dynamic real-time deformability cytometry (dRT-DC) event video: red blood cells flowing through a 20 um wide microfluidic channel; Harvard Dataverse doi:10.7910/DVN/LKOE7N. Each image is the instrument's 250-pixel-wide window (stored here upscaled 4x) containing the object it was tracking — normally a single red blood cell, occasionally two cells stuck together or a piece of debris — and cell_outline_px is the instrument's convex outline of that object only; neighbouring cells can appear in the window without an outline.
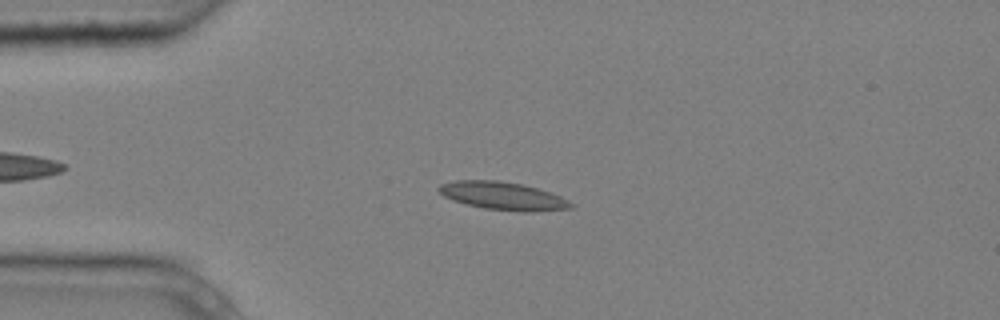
{"species": "common noctule bat (a hibernating species)", "species_latin": "Nyctalus noctula", "temperature_condition": "cold", "stored_images_in_passage": 8, "camera_frame_rate_fps": 3000, "um_per_image_px": 0.085, "animal": {"sex": "male", "body_mass_g": 20.4}, "frame": {"image": 1, "passage_image": 4, "time_ms": 1.0, "image_size_px": [1000, 320], "cell_outline_px": [[576, 204], [572, 208], [532, 212], [520, 212], [484, 208], [452, 200], [444, 196], [436, 188], [440, 184], [456, 180], [496, 180], [520, 184], [536, 188], [560, 196]], "centroid_in_image_um": [42.75, 16.66], "position_along_channel_um": 42.2, "area_um2": 21.44}}
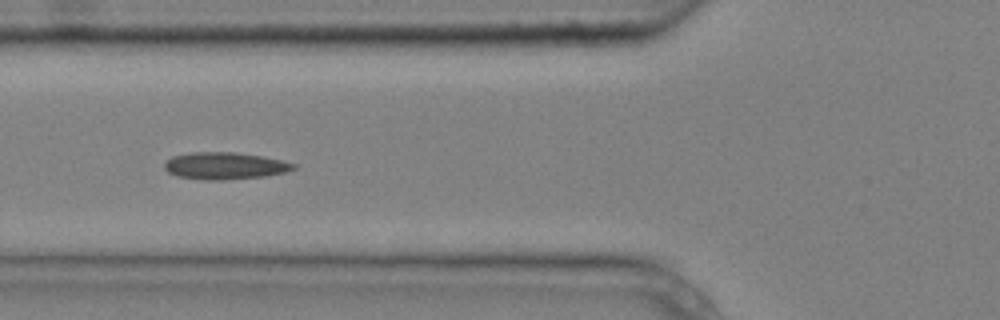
{"frame": {"image": 2, "passage_image": 6, "time_ms": 1.667, "image_size_px": [1000, 320], "cell_outline_px": [[296, 168], [284, 172], [264, 176], [224, 180], [204, 180], [176, 176], [168, 172], [164, 168], [164, 164], [172, 156], [192, 152], [236, 152], [260, 156], [280, 160], [296, 164]], "centroid_in_image_um": [19.07, 14.09], "position_along_channel_um": 106.7, "area_um2": 20.23}}